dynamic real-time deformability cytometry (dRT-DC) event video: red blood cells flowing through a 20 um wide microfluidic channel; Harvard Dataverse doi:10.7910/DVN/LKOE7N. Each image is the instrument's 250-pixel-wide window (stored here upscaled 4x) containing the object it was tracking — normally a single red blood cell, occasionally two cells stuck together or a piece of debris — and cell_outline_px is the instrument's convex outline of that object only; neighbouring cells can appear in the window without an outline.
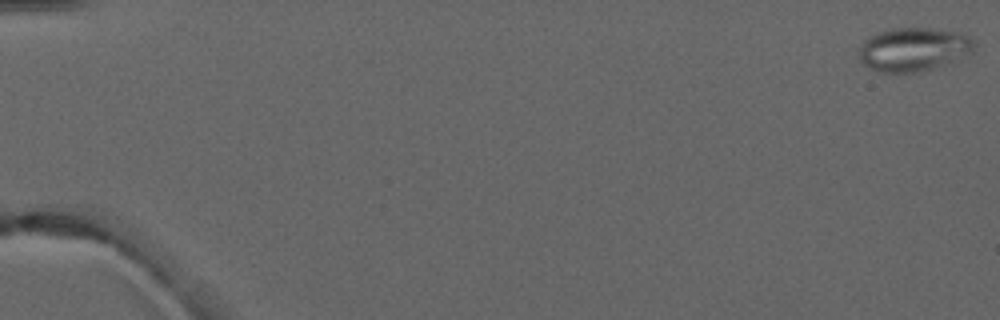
{"species": "common noctule bat (a hibernating species)", "species_latin": "Nyctalus noctula", "temperature_condition": "warm", "stored_images_in_passage": 5, "camera_frame_rate_fps": 3000, "um_per_image_px": 0.085, "animal": {"sex": "male", "forearm_length_mm": 52.5}, "frame": {"image": 1, "passage_image": 1, "time_ms": 0.0, "image_size_px": [1000, 320], "cell_outline_px": [[976, 48], [972, 52], [932, 68], [916, 72], [880, 72], [864, 64], [860, 60], [860, 44], [868, 36], [876, 32], [896, 28], [928, 28], [960, 32], [972, 36], [976, 44]], "centroid_in_image_um": [77.66, 4.16], "position_along_channel_um": 7.3, "area_um2": 29.13}}